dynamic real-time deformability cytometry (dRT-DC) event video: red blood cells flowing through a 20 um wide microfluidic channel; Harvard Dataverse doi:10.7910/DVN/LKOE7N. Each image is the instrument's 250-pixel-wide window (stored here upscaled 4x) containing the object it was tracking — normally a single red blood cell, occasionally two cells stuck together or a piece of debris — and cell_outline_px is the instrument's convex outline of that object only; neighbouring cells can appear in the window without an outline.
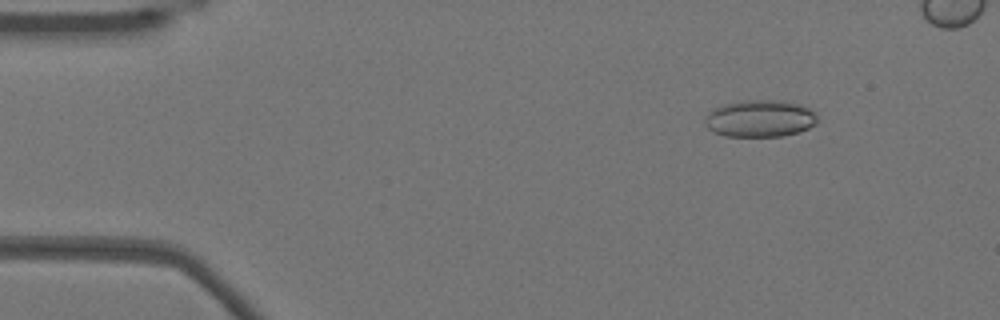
{"species": "Egyptian fruit bat (a non-hibernating species)", "species_latin": "Rousettus aegyptiacus", "temperature_condition": "warm", "stored_images_in_passage": 48, "camera_frame_rate_fps": 3000, "um_per_image_px": 0.085, "animal": {"sex": "female"}, "frame": {"image": 1, "passage_image": 7, "time_ms": 2.0, "image_size_px": [1000, 320], "cell_outline_px": [[820, 120], [816, 124], [800, 132], [780, 136], [724, 136], [708, 128], [704, 124], [704, 116], [720, 104], [748, 100], [784, 100], [800, 104], [808, 108]], "centroid_in_image_um": [64.59, 10.07], "position_along_channel_um": 20.4, "area_um2": 24.45}}
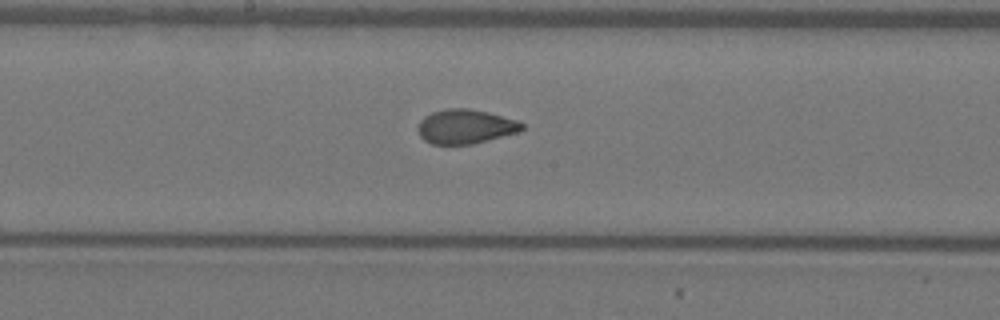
{"frame": {"image": 2, "passage_image": 28, "time_ms": 9.0, "image_size_px": [1000, 320], "cell_outline_px": [[524, 128], [520, 132], [472, 144], [432, 144], [424, 140], [420, 136], [420, 120], [424, 116], [432, 112], [444, 108], [468, 108], [488, 112], [516, 120], [524, 124]], "centroid_in_image_um": [39.58, 10.75], "position_along_channel_um": 208.6, "area_um2": 20.75}}
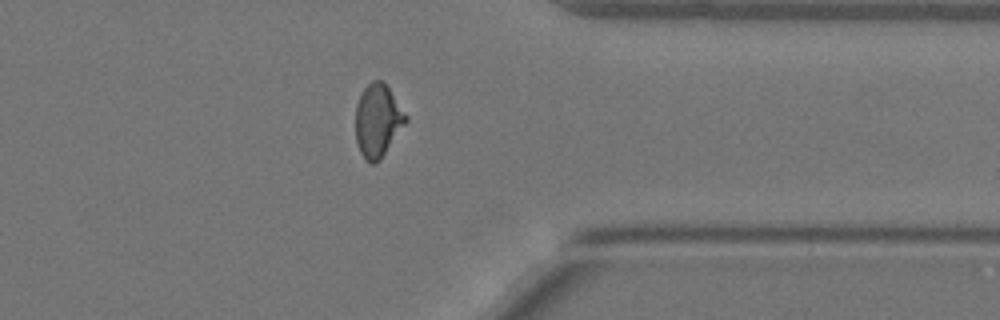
{"frame": {"image": 3, "passage_image": 42, "time_ms": 13.667, "image_size_px": [1000, 320], "cell_outline_px": [[408, 120], [380, 160], [376, 164], [372, 164], [360, 152], [356, 140], [356, 104], [364, 88], [372, 80], [380, 80], [388, 88], [408, 116]], "centroid_in_image_um": [32.11, 10.26], "position_along_channel_um": 379.3, "area_um2": 21.04}}